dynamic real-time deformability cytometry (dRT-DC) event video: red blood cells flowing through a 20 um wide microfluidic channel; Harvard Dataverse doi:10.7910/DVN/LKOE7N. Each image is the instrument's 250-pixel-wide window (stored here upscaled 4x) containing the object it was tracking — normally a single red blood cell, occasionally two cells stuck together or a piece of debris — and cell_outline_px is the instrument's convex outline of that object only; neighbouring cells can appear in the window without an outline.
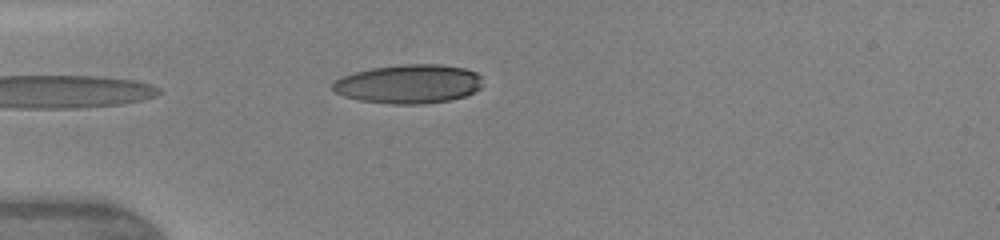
{"species": "human", "species_latin": "Homo sapiens", "temperature_condition": "warm", "stored_images_in_passage": 5, "camera_frame_rate_fps": 3000, "um_per_image_px": 0.085, "donor": {"sex": "female"}, "frame": {"image": 1, "passage_image": 2, "time_ms": 1.0, "image_size_px": [1000, 240], "cell_outline_px": [[480, 88], [464, 96], [448, 100], [420, 104], [388, 104], [360, 100], [344, 96], [336, 92], [332, 88], [332, 84], [336, 80], [344, 76], [356, 72], [372, 68], [400, 64], [436, 64], [464, 68], [476, 72], [480, 76]], "centroid_in_image_um": [34.72, 7.13], "position_along_channel_um": 50.3, "area_um2": 33.7}}